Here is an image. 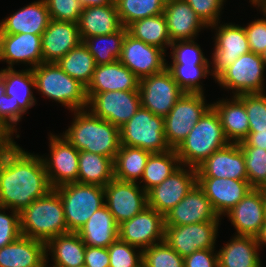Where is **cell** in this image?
Segmentation results:
<instances>
[{
    "label": "cell",
    "instance_id": "6da1fadb",
    "mask_svg": "<svg viewBox=\"0 0 266 267\" xmlns=\"http://www.w3.org/2000/svg\"><path fill=\"white\" fill-rule=\"evenodd\" d=\"M52 189L42 156L17 145L0 161V206L20 212Z\"/></svg>",
    "mask_w": 266,
    "mask_h": 267
},
{
    "label": "cell",
    "instance_id": "7a4b0ae2",
    "mask_svg": "<svg viewBox=\"0 0 266 267\" xmlns=\"http://www.w3.org/2000/svg\"><path fill=\"white\" fill-rule=\"evenodd\" d=\"M87 110H75L72 125L62 135L78 151H89L114 160L120 147L119 127Z\"/></svg>",
    "mask_w": 266,
    "mask_h": 267
},
{
    "label": "cell",
    "instance_id": "3957f363",
    "mask_svg": "<svg viewBox=\"0 0 266 267\" xmlns=\"http://www.w3.org/2000/svg\"><path fill=\"white\" fill-rule=\"evenodd\" d=\"M21 235L47 243L53 237L68 233L64 208L55 189L34 200L19 212Z\"/></svg>",
    "mask_w": 266,
    "mask_h": 267
},
{
    "label": "cell",
    "instance_id": "277c9868",
    "mask_svg": "<svg viewBox=\"0 0 266 267\" xmlns=\"http://www.w3.org/2000/svg\"><path fill=\"white\" fill-rule=\"evenodd\" d=\"M219 115L211 106L176 149L181 165L197 168L213 152L227 146Z\"/></svg>",
    "mask_w": 266,
    "mask_h": 267
},
{
    "label": "cell",
    "instance_id": "5b68a950",
    "mask_svg": "<svg viewBox=\"0 0 266 267\" xmlns=\"http://www.w3.org/2000/svg\"><path fill=\"white\" fill-rule=\"evenodd\" d=\"M35 89L72 112L87 109L86 87L65 73L57 63L43 62L32 69Z\"/></svg>",
    "mask_w": 266,
    "mask_h": 267
},
{
    "label": "cell",
    "instance_id": "8992f818",
    "mask_svg": "<svg viewBox=\"0 0 266 267\" xmlns=\"http://www.w3.org/2000/svg\"><path fill=\"white\" fill-rule=\"evenodd\" d=\"M61 198L69 232H78L91 215L105 205L104 187L78 182L55 188Z\"/></svg>",
    "mask_w": 266,
    "mask_h": 267
},
{
    "label": "cell",
    "instance_id": "52a82bcc",
    "mask_svg": "<svg viewBox=\"0 0 266 267\" xmlns=\"http://www.w3.org/2000/svg\"><path fill=\"white\" fill-rule=\"evenodd\" d=\"M119 134L120 145L142 148L151 153L170 150L164 136V117L143 107L119 128Z\"/></svg>",
    "mask_w": 266,
    "mask_h": 267
},
{
    "label": "cell",
    "instance_id": "ba28073f",
    "mask_svg": "<svg viewBox=\"0 0 266 267\" xmlns=\"http://www.w3.org/2000/svg\"><path fill=\"white\" fill-rule=\"evenodd\" d=\"M202 93H186L164 117V136L170 149H177L187 135L212 106Z\"/></svg>",
    "mask_w": 266,
    "mask_h": 267
},
{
    "label": "cell",
    "instance_id": "9c48e42d",
    "mask_svg": "<svg viewBox=\"0 0 266 267\" xmlns=\"http://www.w3.org/2000/svg\"><path fill=\"white\" fill-rule=\"evenodd\" d=\"M265 67L261 55L249 52L236 59L215 81L226 90H233L234 96L265 93Z\"/></svg>",
    "mask_w": 266,
    "mask_h": 267
},
{
    "label": "cell",
    "instance_id": "30bf717a",
    "mask_svg": "<svg viewBox=\"0 0 266 267\" xmlns=\"http://www.w3.org/2000/svg\"><path fill=\"white\" fill-rule=\"evenodd\" d=\"M138 90L141 107L162 117L170 112L184 94L167 68L162 72L140 79Z\"/></svg>",
    "mask_w": 266,
    "mask_h": 267
},
{
    "label": "cell",
    "instance_id": "8fae6325",
    "mask_svg": "<svg viewBox=\"0 0 266 267\" xmlns=\"http://www.w3.org/2000/svg\"><path fill=\"white\" fill-rule=\"evenodd\" d=\"M89 111L112 125L121 127L141 107L139 90L86 94Z\"/></svg>",
    "mask_w": 266,
    "mask_h": 267
},
{
    "label": "cell",
    "instance_id": "7c38bea8",
    "mask_svg": "<svg viewBox=\"0 0 266 267\" xmlns=\"http://www.w3.org/2000/svg\"><path fill=\"white\" fill-rule=\"evenodd\" d=\"M219 222L165 226L164 241L182 257L199 249H214Z\"/></svg>",
    "mask_w": 266,
    "mask_h": 267
},
{
    "label": "cell",
    "instance_id": "4fadbf2b",
    "mask_svg": "<svg viewBox=\"0 0 266 267\" xmlns=\"http://www.w3.org/2000/svg\"><path fill=\"white\" fill-rule=\"evenodd\" d=\"M49 136L50 158H43L52 189L78 180L79 151L63 136Z\"/></svg>",
    "mask_w": 266,
    "mask_h": 267
},
{
    "label": "cell",
    "instance_id": "5bb4252c",
    "mask_svg": "<svg viewBox=\"0 0 266 267\" xmlns=\"http://www.w3.org/2000/svg\"><path fill=\"white\" fill-rule=\"evenodd\" d=\"M184 167V168H183ZM181 165L159 185L147 192V206L165 216L197 184V170Z\"/></svg>",
    "mask_w": 266,
    "mask_h": 267
},
{
    "label": "cell",
    "instance_id": "9a60e30c",
    "mask_svg": "<svg viewBox=\"0 0 266 267\" xmlns=\"http://www.w3.org/2000/svg\"><path fill=\"white\" fill-rule=\"evenodd\" d=\"M165 219L154 208L145 207L139 214L119 225V239L146 249L164 241Z\"/></svg>",
    "mask_w": 266,
    "mask_h": 267
},
{
    "label": "cell",
    "instance_id": "2e32d148",
    "mask_svg": "<svg viewBox=\"0 0 266 267\" xmlns=\"http://www.w3.org/2000/svg\"><path fill=\"white\" fill-rule=\"evenodd\" d=\"M105 205L118 225L147 207V192L135 182L112 179L105 187Z\"/></svg>",
    "mask_w": 266,
    "mask_h": 267
},
{
    "label": "cell",
    "instance_id": "e0dca14e",
    "mask_svg": "<svg viewBox=\"0 0 266 267\" xmlns=\"http://www.w3.org/2000/svg\"><path fill=\"white\" fill-rule=\"evenodd\" d=\"M218 26V23L209 26L216 30L215 49L212 53V67H214L211 70V75L213 79H216L241 55L250 52L244 27L232 23Z\"/></svg>",
    "mask_w": 266,
    "mask_h": 267
},
{
    "label": "cell",
    "instance_id": "ac0fdd59",
    "mask_svg": "<svg viewBox=\"0 0 266 267\" xmlns=\"http://www.w3.org/2000/svg\"><path fill=\"white\" fill-rule=\"evenodd\" d=\"M165 51L159 47L145 44L126 33L119 61L139 79L162 72L167 62Z\"/></svg>",
    "mask_w": 266,
    "mask_h": 267
},
{
    "label": "cell",
    "instance_id": "d6986e66",
    "mask_svg": "<svg viewBox=\"0 0 266 267\" xmlns=\"http://www.w3.org/2000/svg\"><path fill=\"white\" fill-rule=\"evenodd\" d=\"M165 226H181L207 221H219L204 191L196 184L191 191L164 216Z\"/></svg>",
    "mask_w": 266,
    "mask_h": 267
},
{
    "label": "cell",
    "instance_id": "ffe728a7",
    "mask_svg": "<svg viewBox=\"0 0 266 267\" xmlns=\"http://www.w3.org/2000/svg\"><path fill=\"white\" fill-rule=\"evenodd\" d=\"M197 184L219 217L236 206L253 189L248 180L231 178L197 177Z\"/></svg>",
    "mask_w": 266,
    "mask_h": 267
},
{
    "label": "cell",
    "instance_id": "44dd1931",
    "mask_svg": "<svg viewBox=\"0 0 266 267\" xmlns=\"http://www.w3.org/2000/svg\"><path fill=\"white\" fill-rule=\"evenodd\" d=\"M196 170L197 177L248 180L244 155L238 143H229L213 152Z\"/></svg>",
    "mask_w": 266,
    "mask_h": 267
},
{
    "label": "cell",
    "instance_id": "7402d4cb",
    "mask_svg": "<svg viewBox=\"0 0 266 267\" xmlns=\"http://www.w3.org/2000/svg\"><path fill=\"white\" fill-rule=\"evenodd\" d=\"M42 59L46 63H57L81 42L78 24L51 19L41 35Z\"/></svg>",
    "mask_w": 266,
    "mask_h": 267
},
{
    "label": "cell",
    "instance_id": "603a6c76",
    "mask_svg": "<svg viewBox=\"0 0 266 267\" xmlns=\"http://www.w3.org/2000/svg\"><path fill=\"white\" fill-rule=\"evenodd\" d=\"M41 35L0 34V61L13 68L15 63L30 64V69L43 63Z\"/></svg>",
    "mask_w": 266,
    "mask_h": 267
},
{
    "label": "cell",
    "instance_id": "cb8c5ba5",
    "mask_svg": "<svg viewBox=\"0 0 266 267\" xmlns=\"http://www.w3.org/2000/svg\"><path fill=\"white\" fill-rule=\"evenodd\" d=\"M225 215L236 229L234 235L256 237L266 221L260 190H250Z\"/></svg>",
    "mask_w": 266,
    "mask_h": 267
},
{
    "label": "cell",
    "instance_id": "d4e9b609",
    "mask_svg": "<svg viewBox=\"0 0 266 267\" xmlns=\"http://www.w3.org/2000/svg\"><path fill=\"white\" fill-rule=\"evenodd\" d=\"M140 79L119 60L96 65L92 79L86 87V94L108 91H133L139 89Z\"/></svg>",
    "mask_w": 266,
    "mask_h": 267
},
{
    "label": "cell",
    "instance_id": "484cf974",
    "mask_svg": "<svg viewBox=\"0 0 266 267\" xmlns=\"http://www.w3.org/2000/svg\"><path fill=\"white\" fill-rule=\"evenodd\" d=\"M50 20L46 1H34L4 18L0 22V34L42 35Z\"/></svg>",
    "mask_w": 266,
    "mask_h": 267
},
{
    "label": "cell",
    "instance_id": "4316f807",
    "mask_svg": "<svg viewBox=\"0 0 266 267\" xmlns=\"http://www.w3.org/2000/svg\"><path fill=\"white\" fill-rule=\"evenodd\" d=\"M163 14L171 42L196 39L201 29L208 28L184 0H166Z\"/></svg>",
    "mask_w": 266,
    "mask_h": 267
},
{
    "label": "cell",
    "instance_id": "83f0119b",
    "mask_svg": "<svg viewBox=\"0 0 266 267\" xmlns=\"http://www.w3.org/2000/svg\"><path fill=\"white\" fill-rule=\"evenodd\" d=\"M46 243L20 236L0 249V267H47Z\"/></svg>",
    "mask_w": 266,
    "mask_h": 267
},
{
    "label": "cell",
    "instance_id": "f1b7e54d",
    "mask_svg": "<svg viewBox=\"0 0 266 267\" xmlns=\"http://www.w3.org/2000/svg\"><path fill=\"white\" fill-rule=\"evenodd\" d=\"M81 40L107 35L123 28L115 3L83 8L78 20Z\"/></svg>",
    "mask_w": 266,
    "mask_h": 267
},
{
    "label": "cell",
    "instance_id": "f546056e",
    "mask_svg": "<svg viewBox=\"0 0 266 267\" xmlns=\"http://www.w3.org/2000/svg\"><path fill=\"white\" fill-rule=\"evenodd\" d=\"M219 115L224 134L230 143L242 142L249 134V120L244 103L237 97L212 103Z\"/></svg>",
    "mask_w": 266,
    "mask_h": 267
},
{
    "label": "cell",
    "instance_id": "4dcf8cb0",
    "mask_svg": "<svg viewBox=\"0 0 266 267\" xmlns=\"http://www.w3.org/2000/svg\"><path fill=\"white\" fill-rule=\"evenodd\" d=\"M119 225L106 205L94 212L77 232L86 246L108 248L119 238Z\"/></svg>",
    "mask_w": 266,
    "mask_h": 267
},
{
    "label": "cell",
    "instance_id": "1f68e13d",
    "mask_svg": "<svg viewBox=\"0 0 266 267\" xmlns=\"http://www.w3.org/2000/svg\"><path fill=\"white\" fill-rule=\"evenodd\" d=\"M256 237L235 235L218 251L219 267H261Z\"/></svg>",
    "mask_w": 266,
    "mask_h": 267
},
{
    "label": "cell",
    "instance_id": "d6a6232c",
    "mask_svg": "<svg viewBox=\"0 0 266 267\" xmlns=\"http://www.w3.org/2000/svg\"><path fill=\"white\" fill-rule=\"evenodd\" d=\"M85 250L86 245L77 232L60 234L46 243V261L50 251L53 267H81L84 265Z\"/></svg>",
    "mask_w": 266,
    "mask_h": 267
},
{
    "label": "cell",
    "instance_id": "836d02e7",
    "mask_svg": "<svg viewBox=\"0 0 266 267\" xmlns=\"http://www.w3.org/2000/svg\"><path fill=\"white\" fill-rule=\"evenodd\" d=\"M0 77L4 80L5 93L11 96L15 105L26 113L36 103L32 88L35 89V78L32 69L16 71L14 68L0 70Z\"/></svg>",
    "mask_w": 266,
    "mask_h": 267
},
{
    "label": "cell",
    "instance_id": "e575fe53",
    "mask_svg": "<svg viewBox=\"0 0 266 267\" xmlns=\"http://www.w3.org/2000/svg\"><path fill=\"white\" fill-rule=\"evenodd\" d=\"M78 183L105 187L114 179V160L101 154L79 151Z\"/></svg>",
    "mask_w": 266,
    "mask_h": 267
},
{
    "label": "cell",
    "instance_id": "d590c367",
    "mask_svg": "<svg viewBox=\"0 0 266 267\" xmlns=\"http://www.w3.org/2000/svg\"><path fill=\"white\" fill-rule=\"evenodd\" d=\"M151 152L138 147L120 145L114 159V178L120 181L141 180Z\"/></svg>",
    "mask_w": 266,
    "mask_h": 267
},
{
    "label": "cell",
    "instance_id": "8d00e7d4",
    "mask_svg": "<svg viewBox=\"0 0 266 267\" xmlns=\"http://www.w3.org/2000/svg\"><path fill=\"white\" fill-rule=\"evenodd\" d=\"M126 28L127 33L135 39L141 40L145 44L159 47L164 51L172 43L164 14L134 21Z\"/></svg>",
    "mask_w": 266,
    "mask_h": 267
},
{
    "label": "cell",
    "instance_id": "74e56055",
    "mask_svg": "<svg viewBox=\"0 0 266 267\" xmlns=\"http://www.w3.org/2000/svg\"><path fill=\"white\" fill-rule=\"evenodd\" d=\"M180 166L181 163L176 149H170L160 153H151L139 184L144 182L145 184L143 183L142 188L148 192L169 177Z\"/></svg>",
    "mask_w": 266,
    "mask_h": 267
},
{
    "label": "cell",
    "instance_id": "f35d334b",
    "mask_svg": "<svg viewBox=\"0 0 266 267\" xmlns=\"http://www.w3.org/2000/svg\"><path fill=\"white\" fill-rule=\"evenodd\" d=\"M57 64L65 73L85 87L90 83L96 67L94 57L83 42L70 50Z\"/></svg>",
    "mask_w": 266,
    "mask_h": 267
},
{
    "label": "cell",
    "instance_id": "ab89813d",
    "mask_svg": "<svg viewBox=\"0 0 266 267\" xmlns=\"http://www.w3.org/2000/svg\"><path fill=\"white\" fill-rule=\"evenodd\" d=\"M126 33L127 28L123 27L120 31L88 37L82 42L94 57L96 65H104L119 60Z\"/></svg>",
    "mask_w": 266,
    "mask_h": 267
},
{
    "label": "cell",
    "instance_id": "60d3db41",
    "mask_svg": "<svg viewBox=\"0 0 266 267\" xmlns=\"http://www.w3.org/2000/svg\"><path fill=\"white\" fill-rule=\"evenodd\" d=\"M166 0H115L123 27L134 21L163 14Z\"/></svg>",
    "mask_w": 266,
    "mask_h": 267
},
{
    "label": "cell",
    "instance_id": "b9f144b4",
    "mask_svg": "<svg viewBox=\"0 0 266 267\" xmlns=\"http://www.w3.org/2000/svg\"><path fill=\"white\" fill-rule=\"evenodd\" d=\"M166 68L171 72L178 86L186 93H202L203 86L200 84L202 78L211 75L210 65H169Z\"/></svg>",
    "mask_w": 266,
    "mask_h": 267
},
{
    "label": "cell",
    "instance_id": "7bdbcfd3",
    "mask_svg": "<svg viewBox=\"0 0 266 267\" xmlns=\"http://www.w3.org/2000/svg\"><path fill=\"white\" fill-rule=\"evenodd\" d=\"M143 267H184L180 256L165 241L142 250Z\"/></svg>",
    "mask_w": 266,
    "mask_h": 267
},
{
    "label": "cell",
    "instance_id": "ee69618b",
    "mask_svg": "<svg viewBox=\"0 0 266 267\" xmlns=\"http://www.w3.org/2000/svg\"><path fill=\"white\" fill-rule=\"evenodd\" d=\"M245 160L248 182L252 188L266 186V150L259 147H240Z\"/></svg>",
    "mask_w": 266,
    "mask_h": 267
},
{
    "label": "cell",
    "instance_id": "f6af8a7d",
    "mask_svg": "<svg viewBox=\"0 0 266 267\" xmlns=\"http://www.w3.org/2000/svg\"><path fill=\"white\" fill-rule=\"evenodd\" d=\"M170 47L172 48L170 65H210L200 45L194 39L174 41Z\"/></svg>",
    "mask_w": 266,
    "mask_h": 267
},
{
    "label": "cell",
    "instance_id": "bcb514c9",
    "mask_svg": "<svg viewBox=\"0 0 266 267\" xmlns=\"http://www.w3.org/2000/svg\"><path fill=\"white\" fill-rule=\"evenodd\" d=\"M136 249L139 248L118 238L108 247L109 267H142V250Z\"/></svg>",
    "mask_w": 266,
    "mask_h": 267
},
{
    "label": "cell",
    "instance_id": "7dc6e473",
    "mask_svg": "<svg viewBox=\"0 0 266 267\" xmlns=\"http://www.w3.org/2000/svg\"><path fill=\"white\" fill-rule=\"evenodd\" d=\"M237 97L245 105L249 120V131L266 130V94H241Z\"/></svg>",
    "mask_w": 266,
    "mask_h": 267
},
{
    "label": "cell",
    "instance_id": "c3c4849f",
    "mask_svg": "<svg viewBox=\"0 0 266 267\" xmlns=\"http://www.w3.org/2000/svg\"><path fill=\"white\" fill-rule=\"evenodd\" d=\"M50 19L78 23L83 10L78 0H45Z\"/></svg>",
    "mask_w": 266,
    "mask_h": 267
},
{
    "label": "cell",
    "instance_id": "681fc988",
    "mask_svg": "<svg viewBox=\"0 0 266 267\" xmlns=\"http://www.w3.org/2000/svg\"><path fill=\"white\" fill-rule=\"evenodd\" d=\"M198 17L209 27L220 23L219 17L226 0H184Z\"/></svg>",
    "mask_w": 266,
    "mask_h": 267
},
{
    "label": "cell",
    "instance_id": "f907efd6",
    "mask_svg": "<svg viewBox=\"0 0 266 267\" xmlns=\"http://www.w3.org/2000/svg\"><path fill=\"white\" fill-rule=\"evenodd\" d=\"M6 209L0 206V249L21 236L19 212L10 209L11 215H8Z\"/></svg>",
    "mask_w": 266,
    "mask_h": 267
},
{
    "label": "cell",
    "instance_id": "816d5d0a",
    "mask_svg": "<svg viewBox=\"0 0 266 267\" xmlns=\"http://www.w3.org/2000/svg\"><path fill=\"white\" fill-rule=\"evenodd\" d=\"M244 26L250 52L262 55L266 49V15Z\"/></svg>",
    "mask_w": 266,
    "mask_h": 267
},
{
    "label": "cell",
    "instance_id": "f5cc1de1",
    "mask_svg": "<svg viewBox=\"0 0 266 267\" xmlns=\"http://www.w3.org/2000/svg\"><path fill=\"white\" fill-rule=\"evenodd\" d=\"M215 249H199L184 257V267H219Z\"/></svg>",
    "mask_w": 266,
    "mask_h": 267
},
{
    "label": "cell",
    "instance_id": "db71d44e",
    "mask_svg": "<svg viewBox=\"0 0 266 267\" xmlns=\"http://www.w3.org/2000/svg\"><path fill=\"white\" fill-rule=\"evenodd\" d=\"M25 112L15 105L14 101L11 99V96L4 94V103L3 109H0V122L7 125L15 134L17 133V122H19Z\"/></svg>",
    "mask_w": 266,
    "mask_h": 267
},
{
    "label": "cell",
    "instance_id": "11a10c76",
    "mask_svg": "<svg viewBox=\"0 0 266 267\" xmlns=\"http://www.w3.org/2000/svg\"><path fill=\"white\" fill-rule=\"evenodd\" d=\"M108 248L86 246L84 265L88 267H109Z\"/></svg>",
    "mask_w": 266,
    "mask_h": 267
},
{
    "label": "cell",
    "instance_id": "9f6ffc18",
    "mask_svg": "<svg viewBox=\"0 0 266 267\" xmlns=\"http://www.w3.org/2000/svg\"><path fill=\"white\" fill-rule=\"evenodd\" d=\"M14 132L0 122V161H2L18 144L13 141Z\"/></svg>",
    "mask_w": 266,
    "mask_h": 267
},
{
    "label": "cell",
    "instance_id": "6f0895ef",
    "mask_svg": "<svg viewBox=\"0 0 266 267\" xmlns=\"http://www.w3.org/2000/svg\"><path fill=\"white\" fill-rule=\"evenodd\" d=\"M238 144L240 147H259L266 150V130L249 131L247 137Z\"/></svg>",
    "mask_w": 266,
    "mask_h": 267
},
{
    "label": "cell",
    "instance_id": "680465c9",
    "mask_svg": "<svg viewBox=\"0 0 266 267\" xmlns=\"http://www.w3.org/2000/svg\"><path fill=\"white\" fill-rule=\"evenodd\" d=\"M83 8L115 3V0H78Z\"/></svg>",
    "mask_w": 266,
    "mask_h": 267
},
{
    "label": "cell",
    "instance_id": "91938a15",
    "mask_svg": "<svg viewBox=\"0 0 266 267\" xmlns=\"http://www.w3.org/2000/svg\"><path fill=\"white\" fill-rule=\"evenodd\" d=\"M257 243L260 246L263 247V245H266V221L263 224V227L260 230V233L256 236Z\"/></svg>",
    "mask_w": 266,
    "mask_h": 267
},
{
    "label": "cell",
    "instance_id": "94428289",
    "mask_svg": "<svg viewBox=\"0 0 266 267\" xmlns=\"http://www.w3.org/2000/svg\"><path fill=\"white\" fill-rule=\"evenodd\" d=\"M4 94H5V84L4 80L0 77V109H3Z\"/></svg>",
    "mask_w": 266,
    "mask_h": 267
},
{
    "label": "cell",
    "instance_id": "6125c7cd",
    "mask_svg": "<svg viewBox=\"0 0 266 267\" xmlns=\"http://www.w3.org/2000/svg\"><path fill=\"white\" fill-rule=\"evenodd\" d=\"M261 192L262 200H263V209L265 213V218H266V186H263L261 188H258Z\"/></svg>",
    "mask_w": 266,
    "mask_h": 267
},
{
    "label": "cell",
    "instance_id": "be15d7a7",
    "mask_svg": "<svg viewBox=\"0 0 266 267\" xmlns=\"http://www.w3.org/2000/svg\"><path fill=\"white\" fill-rule=\"evenodd\" d=\"M260 7V12L262 11L266 15V1L263 2L261 5L258 6Z\"/></svg>",
    "mask_w": 266,
    "mask_h": 267
},
{
    "label": "cell",
    "instance_id": "e7e4bbea",
    "mask_svg": "<svg viewBox=\"0 0 266 267\" xmlns=\"http://www.w3.org/2000/svg\"><path fill=\"white\" fill-rule=\"evenodd\" d=\"M249 2H251L253 6H257V8L261 5V0H249Z\"/></svg>",
    "mask_w": 266,
    "mask_h": 267
},
{
    "label": "cell",
    "instance_id": "03108f58",
    "mask_svg": "<svg viewBox=\"0 0 266 267\" xmlns=\"http://www.w3.org/2000/svg\"><path fill=\"white\" fill-rule=\"evenodd\" d=\"M261 57H262V59H263V61H264V63H265V66H266V49H265L264 52L262 53Z\"/></svg>",
    "mask_w": 266,
    "mask_h": 267
}]
</instances>
